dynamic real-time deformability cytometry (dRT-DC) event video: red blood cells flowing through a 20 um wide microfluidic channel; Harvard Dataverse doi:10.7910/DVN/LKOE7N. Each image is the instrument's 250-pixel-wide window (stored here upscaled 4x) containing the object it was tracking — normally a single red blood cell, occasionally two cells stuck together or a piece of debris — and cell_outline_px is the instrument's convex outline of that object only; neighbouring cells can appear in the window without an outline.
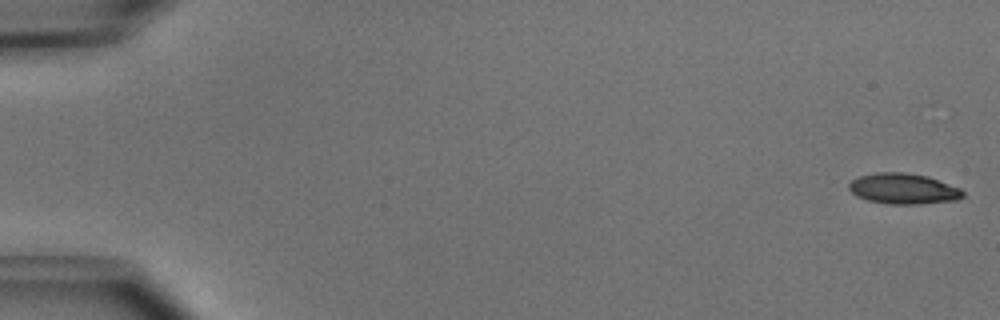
{"species": "common noctule bat (a hibernating species)", "species_latin": "Nyctalus noctula", "temperature_condition": "cold", "stored_images_in_passage": 51, "camera_frame_rate_fps": 3000, "um_per_image_px": 0.085, "animal": {"sex": "male", "body_mass_g": 15.6}, "frame": {"image": 1, "passage_image": 1, "time_ms": 0.0, "image_size_px": [1000, 320], "cell_outline_px": [[964, 196], [956, 200], [920, 204], [888, 204], [868, 200], [856, 196], [848, 188], [848, 184], [852, 180], [860, 176], [876, 172], [904, 172], [928, 176], [960, 188], [964, 192]], "centroid_in_image_um": [76.78, 16.04], "position_along_channel_um": 8.2, "area_um2": 20.4}}
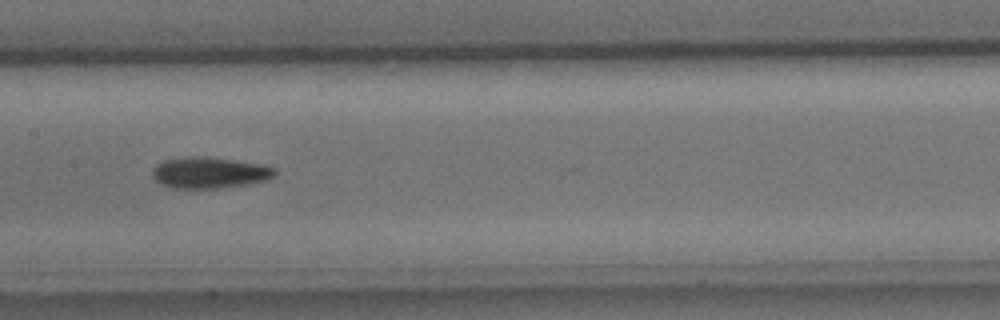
{"frame": {"image": 2, "passage_image": 26, "time_ms": 8.333, "image_size_px": [1000, 320], "cell_outline_px": [[276, 172], [272, 176], [264, 180], [248, 184], [220, 188], [172, 188], [156, 180], [152, 176], [152, 168], [156, 164], [164, 160], [188, 156], [204, 156], [236, 160], [264, 164], [276, 168]], "centroid_in_image_um": [17.8, 14.66], "position_along_channel_um": 189.6, "area_um2": 22.31}}
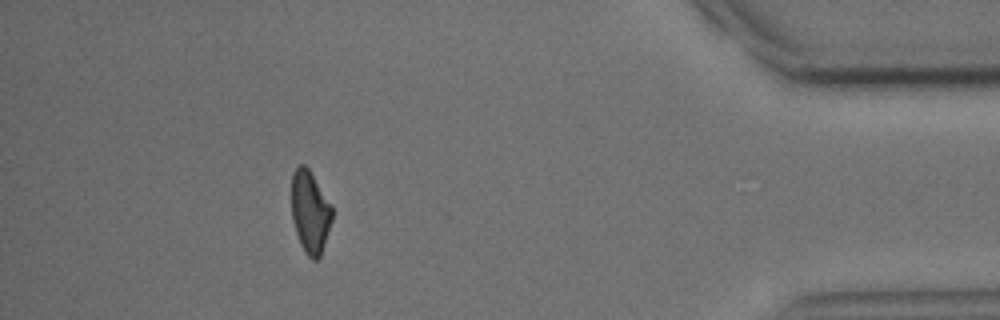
{"frame": {"image": 3, "passage_image": 46, "time_ms": 15.0, "image_size_px": [1000, 320], "cell_outline_px": [[332, 220], [320, 256], [316, 260], [312, 260], [304, 252], [300, 244], [292, 220], [292, 172], [300, 164], [304, 164], [308, 168], [332, 204]], "centroid_in_image_um": [26.36, 18.01], "position_along_channel_um": 408.8, "area_um2": 19.48}, "authors_computed_cell_mechanics": {"area_um2": 20.9236, "velocity_mm_per_s": 3.9848, "shape_relaxation_time_tau1_ms": 3.8733, "shape_relaxation_time_tau2_ms": null, "deformation_change_tau1": 0.1246, "deformation_change_tau2": null}}